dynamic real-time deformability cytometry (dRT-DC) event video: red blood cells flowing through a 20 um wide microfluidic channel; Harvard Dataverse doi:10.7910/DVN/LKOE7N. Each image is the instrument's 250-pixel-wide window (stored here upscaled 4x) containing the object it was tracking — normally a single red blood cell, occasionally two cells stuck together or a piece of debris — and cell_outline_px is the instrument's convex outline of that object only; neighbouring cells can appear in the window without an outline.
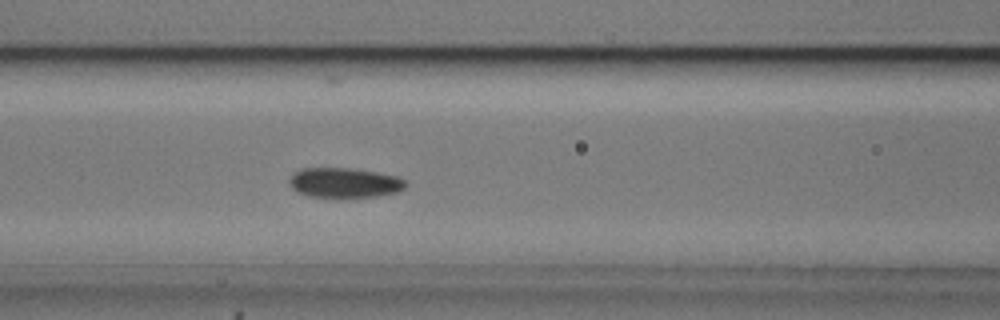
{"species": "common noctule bat (a hibernating species)", "species_latin": "Nyctalus noctula", "temperature_condition": "cold", "stored_images_in_passage": 37, "camera_frame_rate_fps": 3000, "um_per_image_px": 0.085, "animal": {"sex": "male", "body_mass_g": 20.5, "forearm_length_mm": 52.5}, "frame": {"image": 1, "passage_image": 16, "time_ms": 5.0, "image_size_px": [1000, 320], "cell_outline_px": [[408, 184], [404, 188], [396, 192], [376, 196], [308, 196], [292, 188], [288, 180], [300, 168], [348, 168], [376, 172], [396, 176], [404, 180]], "centroid_in_image_um": [29.28, 15.51], "position_along_channel_um": 137.3, "area_um2": 19.77}, "authors_computed_cell_mechanics": {"area_um2": 20.4612, "velocity_mm_per_s": 3.6856, "shape_relaxation_time_tau1_ms": null, "shape_relaxation_time_tau2_ms": 2.7035, "deformation_change_tau1": null, "deformation_change_tau2": 0.0675}}